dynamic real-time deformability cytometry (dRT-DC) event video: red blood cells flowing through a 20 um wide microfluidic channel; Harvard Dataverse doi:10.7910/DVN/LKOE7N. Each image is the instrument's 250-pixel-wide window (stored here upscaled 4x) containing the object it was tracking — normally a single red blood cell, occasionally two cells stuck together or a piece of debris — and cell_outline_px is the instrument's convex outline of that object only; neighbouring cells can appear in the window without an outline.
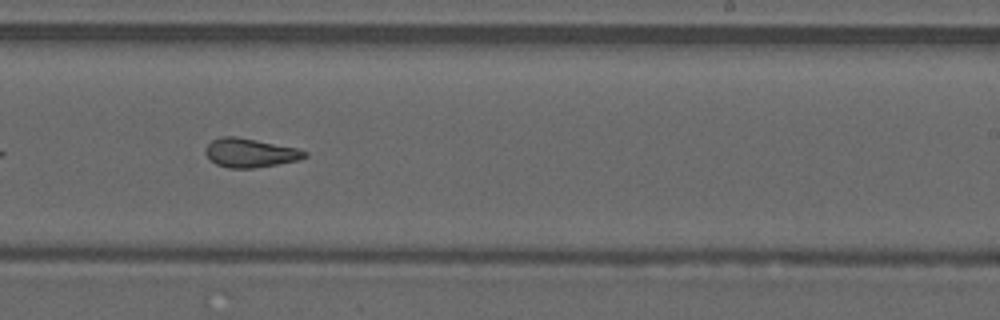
{"species": "common noctule bat (a hibernating species)", "species_latin": "Nyctalus noctula", "temperature_condition": "warm", "stored_images_in_passage": 31, "camera_frame_rate_fps": 3000, "um_per_image_px": 0.085, "animal": {"sex": "male", "forearm_length_mm": 52.5}, "frame": {"image": 1, "passage_image": 18, "time_ms": 5.667, "image_size_px": [1000, 320], "cell_outline_px": [[308, 156], [300, 160], [252, 168], [228, 168], [216, 164], [208, 160], [204, 152], [204, 148], [212, 140], [220, 136], [236, 136], [296, 148], [308, 152]], "centroid_in_image_um": [21.21, 12.99], "position_along_channel_um": 267.8, "area_um2": 16.82}, "authors_computed_cell_mechanics": {"area_um2": 16.6464, "velocity_mm_per_s": 4.1121, "shape_relaxation_time_tau1_ms": null, "shape_relaxation_time_tau2_ms": 2.2352, "deformation_change_tau1": null, "deformation_change_tau2": 0.1105}}